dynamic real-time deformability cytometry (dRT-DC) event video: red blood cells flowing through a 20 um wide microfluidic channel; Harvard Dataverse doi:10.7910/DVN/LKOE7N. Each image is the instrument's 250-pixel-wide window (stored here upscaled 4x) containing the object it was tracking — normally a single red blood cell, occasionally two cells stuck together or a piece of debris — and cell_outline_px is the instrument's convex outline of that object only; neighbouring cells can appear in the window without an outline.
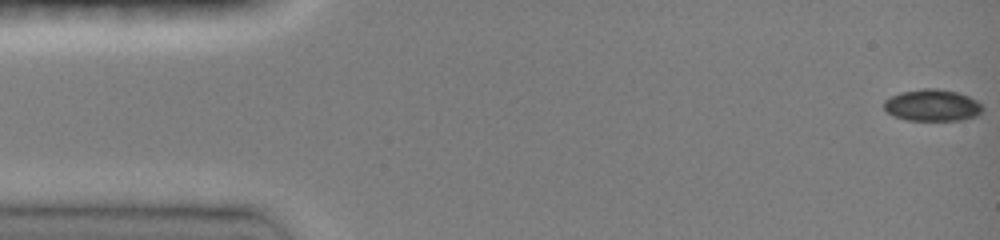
{"species": "common noctule bat (a hibernating species)", "species_latin": "Nyctalus noctula", "temperature_condition": "room temperature", "stored_images_in_passage": 22, "camera_frame_rate_fps": 3000, "um_per_image_px": 0.085, "animal": {"sex": "female", "body_mass_g": 19.0, "forearm_length_mm": 51.5}, "frame": {"image": 1, "passage_image": 1, "time_ms": 0.0, "image_size_px": [1000, 240], "cell_outline_px": [[984, 108], [976, 116], [960, 120], [908, 120], [892, 116], [884, 108], [884, 100], [900, 92], [924, 88], [936, 88], [956, 92], [968, 96], [976, 100]], "centroid_in_image_um": [79.23, 8.95], "position_along_channel_um": 5.8, "area_um2": 18.15}}
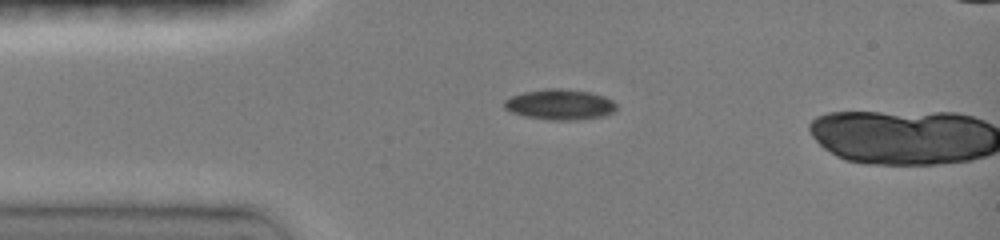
{"frame": {"image": 2, "passage_image": 20, "time_ms": 3.333, "image_size_px": [1000, 240], "cell_outline_px": [[616, 108], [612, 112], [604, 116], [576, 120], [548, 120], [524, 116], [512, 112], [504, 108], [504, 100], [512, 96], [524, 92], [544, 88], [560, 88], [588, 92], [604, 96], [612, 100], [616, 104]], "centroid_in_image_um": [47.57, 8.88], "position_along_channel_um": 37.4, "area_um2": 19.94}}